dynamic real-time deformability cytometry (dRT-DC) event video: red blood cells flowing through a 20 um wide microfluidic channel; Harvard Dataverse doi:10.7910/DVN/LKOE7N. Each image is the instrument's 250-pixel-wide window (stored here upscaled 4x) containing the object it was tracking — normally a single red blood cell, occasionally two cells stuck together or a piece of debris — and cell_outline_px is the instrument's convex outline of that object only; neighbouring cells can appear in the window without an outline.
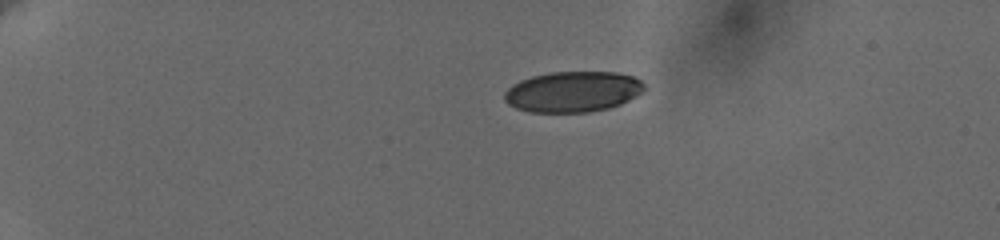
{"species": "human", "species_latin": "Homo sapiens", "temperature_condition": "cold", "stored_images_in_passage": 45, "camera_frame_rate_fps": 3000, "um_per_image_px": 0.085, "donor": {"sex": "female"}, "frame": {"image": 1, "passage_image": 1, "time_ms": 0.0, "image_size_px": [1000, 240], "cell_outline_px": [[644, 92], [620, 104], [608, 108], [588, 112], [528, 112], [516, 108], [508, 104], [504, 100], [504, 92], [512, 84], [520, 80], [532, 76], [552, 72], [616, 72], [636, 76], [644, 84]], "centroid_in_image_um": [48.69, 7.79], "position_along_channel_um": 36.3, "area_um2": 33.35}}
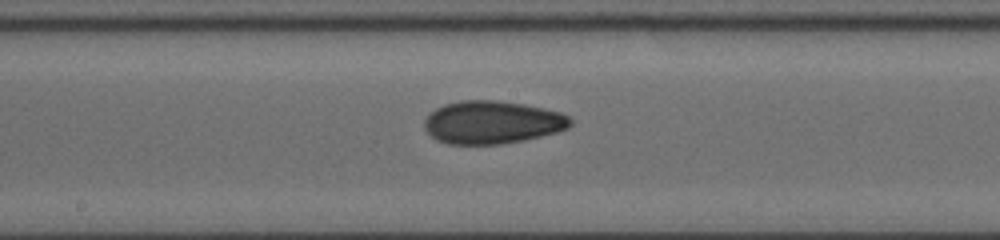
{"frame": {"image": 2, "passage_image": 21, "time_ms": 7.0, "image_size_px": [1000, 240], "cell_outline_px": [[572, 124], [568, 128], [556, 132], [524, 140], [500, 144], [448, 144], [436, 140], [424, 128], [424, 120], [436, 108], [444, 104], [460, 100], [496, 100], [524, 104], [544, 108], [560, 112], [568, 116], [572, 120]], "centroid_in_image_um": [41.84, 10.39], "position_along_channel_um": 206.4, "area_um2": 36.53}}
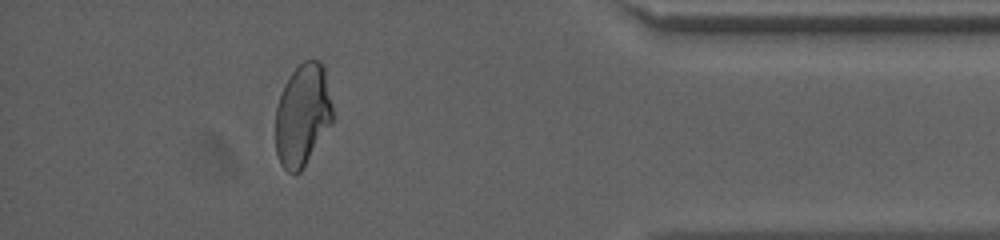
{"frame": {"image": 3, "passage_image": 38, "time_ms": 13.333, "image_size_px": [1000, 240], "cell_outline_px": [[332, 124], [300, 172], [288, 172], [280, 164], [276, 152], [276, 108], [284, 84], [292, 72], [304, 60], [320, 60], [324, 64], [332, 104]], "centroid_in_image_um": [25.73, 9.76], "position_along_channel_um": 409.5, "area_um2": 34.04}, "authors_computed_cell_mechanics": {"area_um2": 35.547, "velocity_mm_per_s": 3.6465, "shape_relaxation_time_tau1_ms": 4.0471, "shape_relaxation_time_tau2_ms": 2.5303, "deformation_change_tau1": 0.1332, "deformation_change_tau2": 0.0778}}